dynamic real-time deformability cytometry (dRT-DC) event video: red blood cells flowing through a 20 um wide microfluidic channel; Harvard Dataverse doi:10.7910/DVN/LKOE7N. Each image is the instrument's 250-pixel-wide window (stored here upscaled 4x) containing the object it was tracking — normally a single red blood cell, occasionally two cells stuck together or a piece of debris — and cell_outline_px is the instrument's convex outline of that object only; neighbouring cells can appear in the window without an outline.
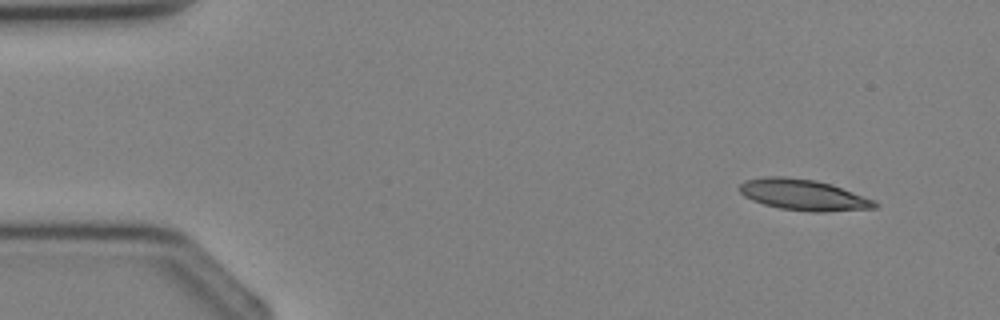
{"species": "Egyptian fruit bat (a non-hibernating species)", "species_latin": "Rousettus aegyptiacus", "temperature_condition": "cold", "stored_images_in_passage": 3, "camera_frame_rate_fps": 3000, "um_per_image_px": 0.085, "animal": {"sex": "female"}, "frame": {"image": 1, "passage_image": 1, "time_ms": 0.0, "image_size_px": [1000, 320], "cell_outline_px": [[880, 204], [876, 208], [824, 212], [808, 212], [780, 208], [764, 204], [752, 200], [744, 196], [740, 192], [740, 184], [744, 180], [764, 176], [784, 176], [816, 180], [832, 184], [876, 200]], "centroid_in_image_um": [68.32, 16.56], "position_along_channel_um": 16.7, "area_um2": 24.74}}